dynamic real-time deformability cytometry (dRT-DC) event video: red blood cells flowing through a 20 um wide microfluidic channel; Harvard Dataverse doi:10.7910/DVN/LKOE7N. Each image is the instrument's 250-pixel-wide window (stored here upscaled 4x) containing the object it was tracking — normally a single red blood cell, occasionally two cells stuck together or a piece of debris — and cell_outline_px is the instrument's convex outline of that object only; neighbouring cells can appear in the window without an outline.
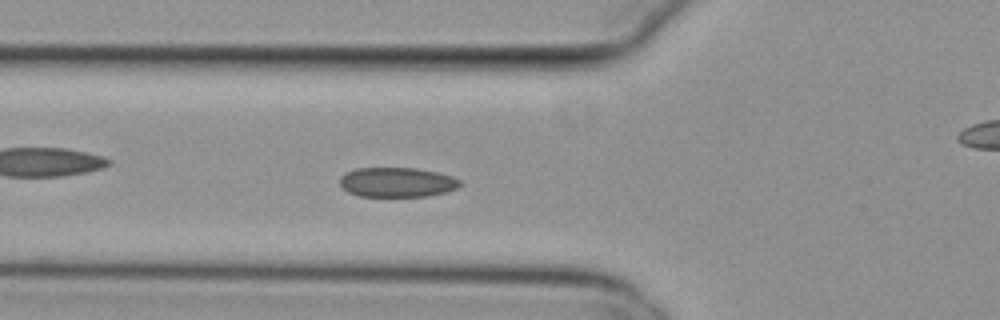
{"species": "common noctule bat (a hibernating species)", "species_latin": "Nyctalus noctula", "temperature_condition": "cold", "stored_images_in_passage": 55, "camera_frame_rate_fps": 3000, "um_per_image_px": 0.085, "animal": {"sex": "female", "body_mass_g": 29.2, "forearm_length_mm": 56.3}, "frame": {"image": 1, "passage_image": 19, "time_ms": 6.0, "image_size_px": [1000, 320], "cell_outline_px": [[464, 184], [456, 188], [444, 192], [428, 196], [360, 196], [348, 192], [340, 184], [340, 176], [344, 172], [356, 168], [416, 168], [436, 172], [452, 176], [460, 180]], "centroid_in_image_um": [33.74, 15.48], "position_along_channel_um": 92.1, "area_um2": 20.81}}
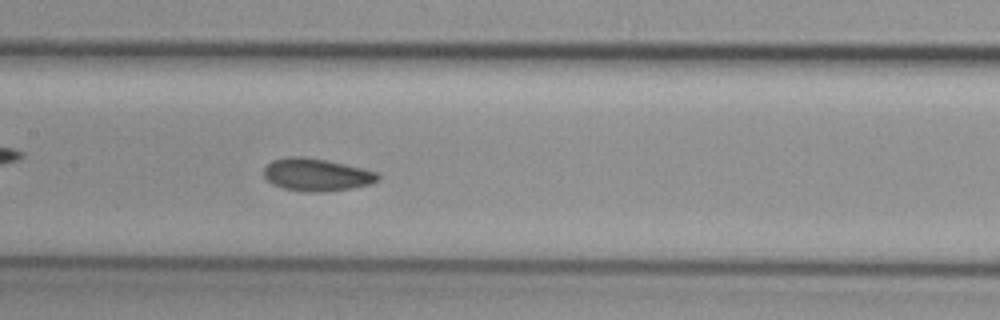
{"frame": {"image": 2, "passage_image": 26, "time_ms": 8.333, "image_size_px": [1000, 320], "cell_outline_px": [[380, 180], [368, 184], [352, 188], [324, 192], [304, 192], [280, 188], [272, 184], [264, 176], [264, 168], [272, 160], [292, 156], [300, 156], [324, 160], [344, 164], [380, 172]], "centroid_in_image_um": [26.91, 14.87], "position_along_channel_um": 180.5, "area_um2": 21.73}}
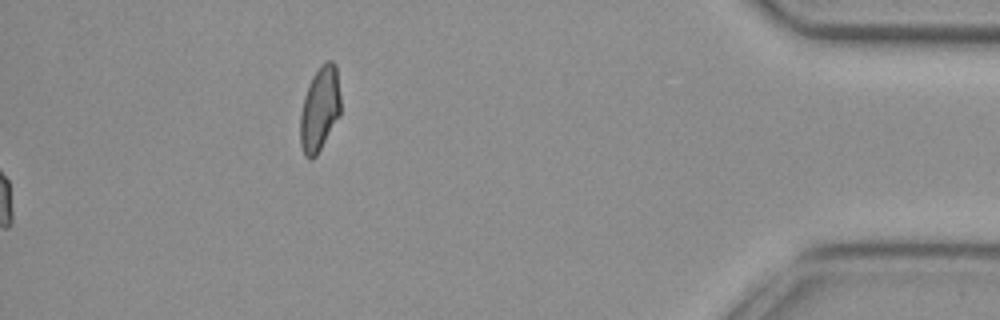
{"frame": {"image": 3, "passage_image": 55, "time_ms": 18.0, "image_size_px": [1000, 320], "cell_outline_px": [[340, 116], [316, 156], [312, 160], [308, 160], [304, 156], [300, 144], [300, 112], [304, 96], [308, 84], [312, 76], [324, 60], [332, 60], [336, 64], [340, 96]], "centroid_in_image_um": [27.17, 9.26], "position_along_channel_um": 408.0, "area_um2": 20.29}, "authors_computed_cell_mechanics": {"area_um2": 21.2704, "velocity_mm_per_s": 3.7704, "shape_relaxation_time_tau1_ms": null, "shape_relaxation_time_tau2_ms": 2.6976, "deformation_change_tau1": null, "deformation_change_tau2": 0.0618}}